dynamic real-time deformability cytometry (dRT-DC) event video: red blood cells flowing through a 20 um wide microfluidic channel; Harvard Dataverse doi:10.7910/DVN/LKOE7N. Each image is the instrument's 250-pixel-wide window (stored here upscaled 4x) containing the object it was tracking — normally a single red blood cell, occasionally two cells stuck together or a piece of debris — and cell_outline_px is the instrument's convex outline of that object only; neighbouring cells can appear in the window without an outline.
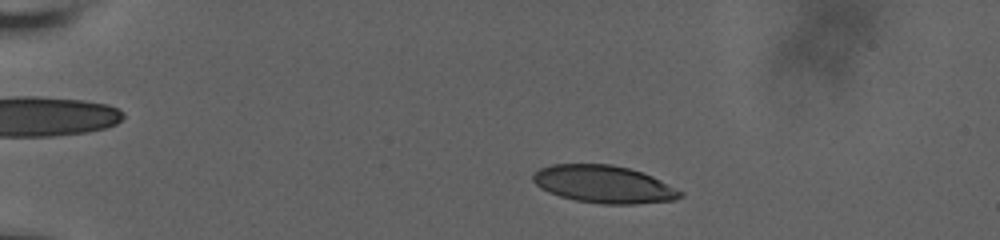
{"species": "human", "species_latin": "Homo sapiens", "temperature_condition": "room temperature", "stored_images_in_passage": 10, "camera_frame_rate_fps": 3000, "um_per_image_px": 0.085, "donor": {"sex": "male"}, "frame": {"image": 1, "passage_image": 4, "time_ms": 2.333, "image_size_px": [1000, 240], "cell_outline_px": [[684, 196], [676, 200], [636, 204], [600, 204], [576, 200], [560, 196], [548, 192], [540, 188], [532, 180], [532, 176], [540, 168], [552, 164], [612, 164], [628, 168], [652, 176], [684, 192]], "centroid_in_image_um": [51.34, 15.67], "position_along_channel_um": 33.7, "area_um2": 32.25}}
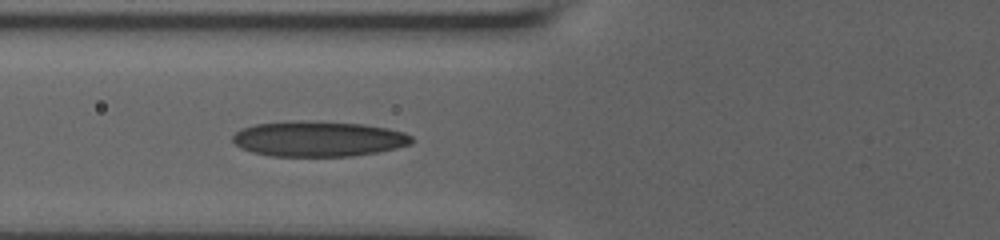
{"frame": {"image": 2, "passage_image": 9, "time_ms": 6.333, "image_size_px": [1000, 240], "cell_outline_px": [[416, 140], [412, 144], [396, 148], [376, 152], [352, 156], [272, 156], [252, 152], [240, 148], [232, 140], [232, 136], [236, 132], [244, 128], [256, 124], [288, 120], [304, 120], [364, 124], [388, 128], [404, 132], [412, 136]], "centroid_in_image_um": [27.08, 11.79], "position_along_channel_um": 98.7, "area_um2": 37.22}}
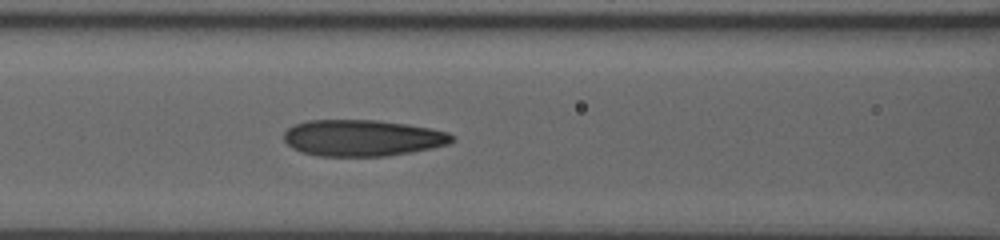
{"frame": {"image": 3, "passage_image": 10, "time_ms": 7.333, "image_size_px": [1000, 240], "cell_outline_px": [[456, 140], [448, 144], [432, 148], [412, 152], [388, 156], [320, 156], [300, 152], [292, 148], [284, 140], [284, 132], [288, 128], [296, 124], [308, 120], [376, 120], [404, 124], [428, 128], [448, 132]], "centroid_in_image_um": [30.79, 11.73], "position_along_channel_um": 135.8, "area_um2": 35.6}}